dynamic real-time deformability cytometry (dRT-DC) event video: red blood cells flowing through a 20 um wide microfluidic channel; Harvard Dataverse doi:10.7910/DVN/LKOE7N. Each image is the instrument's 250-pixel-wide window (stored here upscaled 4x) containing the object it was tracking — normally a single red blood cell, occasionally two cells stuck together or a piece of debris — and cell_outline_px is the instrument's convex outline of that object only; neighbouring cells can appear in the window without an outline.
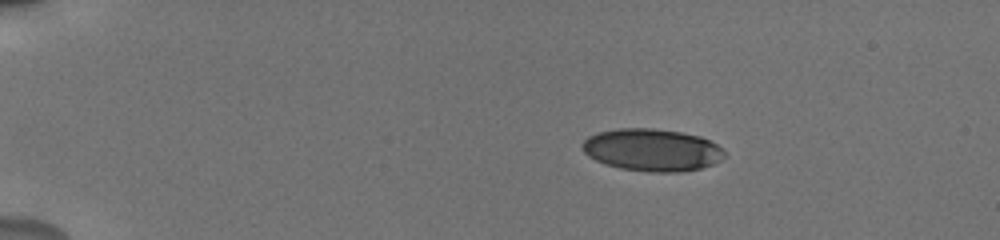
{"species": "human", "species_latin": "Homo sapiens", "temperature_condition": "cold", "stored_images_in_passage": 37, "camera_frame_rate_fps": 3000, "um_per_image_px": 0.085, "donor": {"sex": "male"}, "frame": {"image": 1, "passage_image": 1, "time_ms": 0.0, "image_size_px": [1000, 240], "cell_outline_px": [[724, 160], [700, 168], [680, 172], [648, 172], [620, 168], [604, 164], [588, 156], [584, 152], [580, 144], [588, 136], [596, 132], [616, 128], [652, 128], [680, 132], [700, 136], [716, 144], [724, 152]], "centroid_in_image_um": [55.38, 12.74], "position_along_channel_um": 29.6, "area_um2": 35.26}}
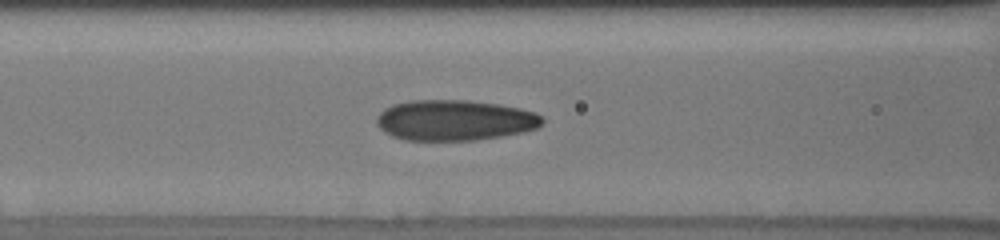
{"frame": {"image": 2, "passage_image": 14, "time_ms": 4.333, "image_size_px": [1000, 240], "cell_outline_px": [[544, 120], [536, 128], [524, 132], [476, 140], [404, 140], [392, 136], [384, 132], [376, 124], [376, 116], [384, 108], [392, 104], [412, 100], [464, 100], [500, 104], [520, 108], [536, 112]], "centroid_in_image_um": [38.62, 10.21], "position_along_channel_um": 128.0, "area_um2": 39.36}}
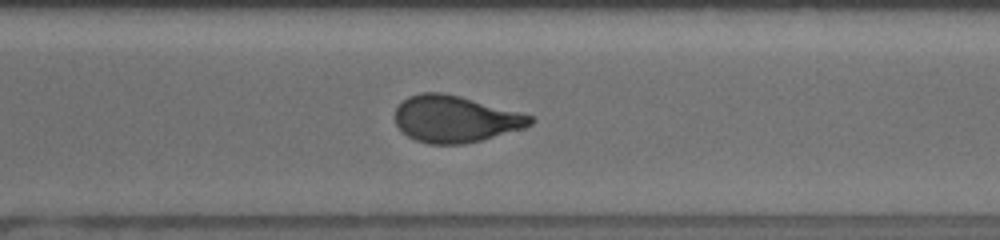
{"frame": {"image": 3, "passage_image": 28, "time_ms": 9.0, "image_size_px": [1000, 240], "cell_outline_px": [[532, 124], [524, 128], [480, 140], [464, 144], [428, 144], [416, 140], [408, 136], [396, 124], [396, 108], [408, 96], [420, 92], [444, 92], [460, 96], [532, 116]], "centroid_in_image_um": [38.67, 10.11], "position_along_channel_um": 331.9, "area_um2": 36.36}, "authors_computed_cell_mechanics": {"area_um2": 37.1654, "velocity_mm_per_s": 3.8502, "shape_relaxation_time_tau1_ms": 5.7694, "shape_relaxation_time_tau2_ms": 1.2032, "deformation_change_tau1": 0.1871, "deformation_change_tau2": 0.0578}}